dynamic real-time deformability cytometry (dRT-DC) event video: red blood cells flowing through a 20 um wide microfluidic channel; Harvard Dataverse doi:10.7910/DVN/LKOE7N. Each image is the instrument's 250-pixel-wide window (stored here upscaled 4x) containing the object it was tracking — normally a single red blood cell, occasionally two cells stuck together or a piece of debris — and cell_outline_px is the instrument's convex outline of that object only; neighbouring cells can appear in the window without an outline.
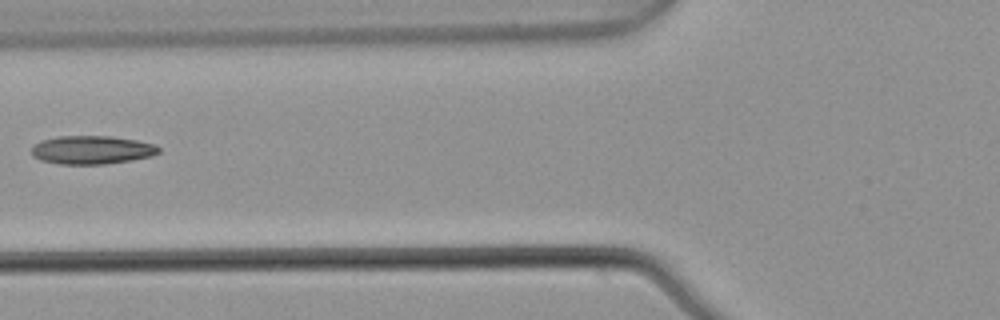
{"species": "common noctule bat (a hibernating species)", "species_latin": "Nyctalus noctula", "temperature_condition": "warm", "stored_images_in_passage": 4, "camera_frame_rate_fps": 3000, "um_per_image_px": 0.085, "animal": {"sex": "male", "body_mass_g": 21.5, "forearm_length_mm": 52.0}, "frame": {"image": 1, "passage_image": 4, "time_ms": 1.0, "image_size_px": [1000, 320], "cell_outline_px": [[160, 152], [152, 156], [132, 160], [104, 164], [60, 164], [40, 160], [32, 156], [32, 148], [40, 140], [56, 136], [112, 136], [136, 140], [152, 144], [160, 148]], "centroid_in_image_um": [7.79, 12.74], "position_along_channel_um": 118.0, "area_um2": 21.1}}